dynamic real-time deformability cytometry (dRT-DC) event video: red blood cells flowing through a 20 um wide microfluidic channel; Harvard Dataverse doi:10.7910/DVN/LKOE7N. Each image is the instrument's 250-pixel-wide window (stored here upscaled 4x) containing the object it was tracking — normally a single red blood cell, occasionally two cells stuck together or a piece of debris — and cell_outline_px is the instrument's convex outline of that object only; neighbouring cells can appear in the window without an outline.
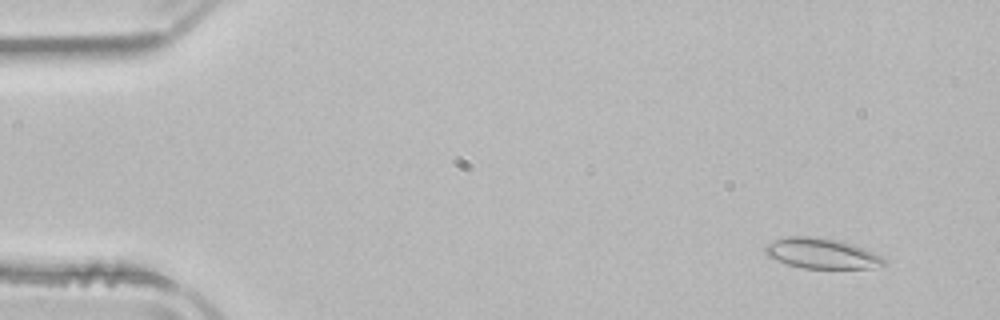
{"species": "common noctule bat (a hibernating species)", "species_latin": "Nyctalus noctula", "temperature_condition": "room temperature", "stored_images_in_passage": 52, "camera_frame_rate_fps": 3000, "um_per_image_px": 0.085, "animal": {"sex": "male", "body_mass_g": 21.5, "forearm_length_mm": 52.0}, "frame": {"image": 1, "passage_image": 4, "time_ms": 1.0, "image_size_px": [1000, 320], "cell_outline_px": [[884, 264], [872, 268], [804, 268], [788, 264], [768, 256], [764, 252], [764, 248], [768, 244], [776, 240], [788, 236], [808, 236], [836, 240], [852, 244], [864, 248], [880, 256], [884, 260]], "centroid_in_image_um": [69.82, 21.54], "position_along_channel_um": 15.2, "area_um2": 20.52}}
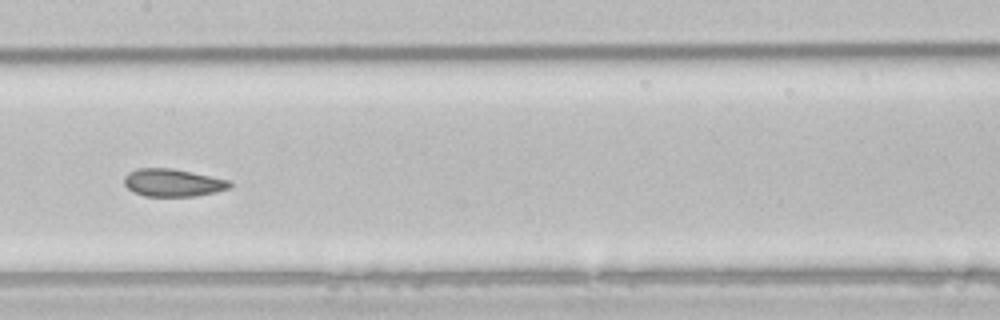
{"frame": {"image": 2, "passage_image": 26, "time_ms": 8.333, "image_size_px": [1000, 320], "cell_outline_px": [[232, 184], [228, 188], [216, 192], [196, 196], [144, 196], [128, 188], [124, 184], [124, 176], [128, 172], [136, 168], [172, 168], [192, 172], [228, 180]], "centroid_in_image_um": [14.66, 15.52], "position_along_channel_um": 192.7, "area_um2": 16.94}}
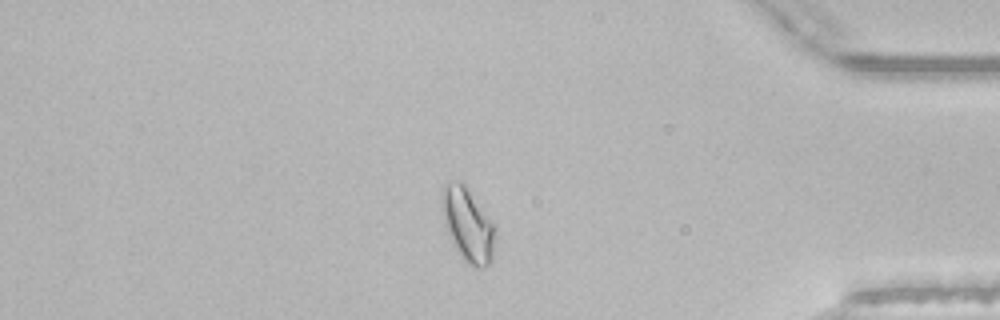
{"frame": {"image": 3, "passage_image": 44, "time_ms": 14.333, "image_size_px": [1000, 320], "cell_outline_px": [[496, 232], [492, 260], [484, 268], [472, 268], [460, 256], [444, 224], [444, 184], [460, 180], [464, 184], [496, 228]], "centroid_in_image_um": [39.81, 19.18], "position_along_channel_um": 395.4, "area_um2": 22.14}, "authors_computed_cell_mechanics": {"area_um2": 19.5942, "velocity_mm_per_s": 3.9172, "shape_relaxation_time_tau1_ms": null, "shape_relaxation_time_tau2_ms": 2.3495, "deformation_change_tau1": null, "deformation_change_tau2": 0.0703}}